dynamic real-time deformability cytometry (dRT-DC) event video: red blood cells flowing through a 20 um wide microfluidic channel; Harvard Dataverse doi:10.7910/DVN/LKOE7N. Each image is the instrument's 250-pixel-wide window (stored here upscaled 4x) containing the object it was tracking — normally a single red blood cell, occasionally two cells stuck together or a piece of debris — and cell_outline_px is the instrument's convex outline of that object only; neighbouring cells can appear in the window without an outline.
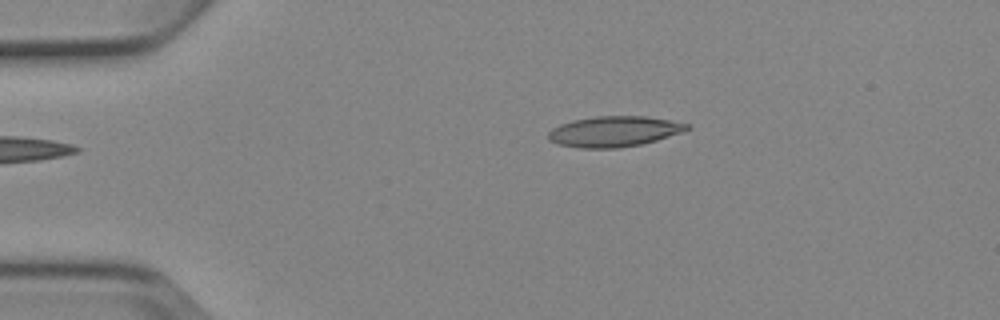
{"species": "Egyptian fruit bat (a non-hibernating species)", "species_latin": "Rousettus aegyptiacus", "temperature_condition": "cold", "stored_images_in_passage": 4, "camera_frame_rate_fps": 3000, "um_per_image_px": 0.085, "animal": {"sex": "female"}, "frame": {"image": 1, "passage_image": 1, "time_ms": 0.0, "image_size_px": [1000, 320], "cell_outline_px": [[692, 128], [684, 132], [656, 140], [640, 144], [616, 148], [576, 148], [556, 144], [548, 140], [548, 132], [552, 128], [560, 124], [572, 120], [596, 116], [644, 116], [692, 124]], "centroid_in_image_um": [52.19, 11.17], "position_along_channel_um": 32.8, "area_um2": 24.91}}
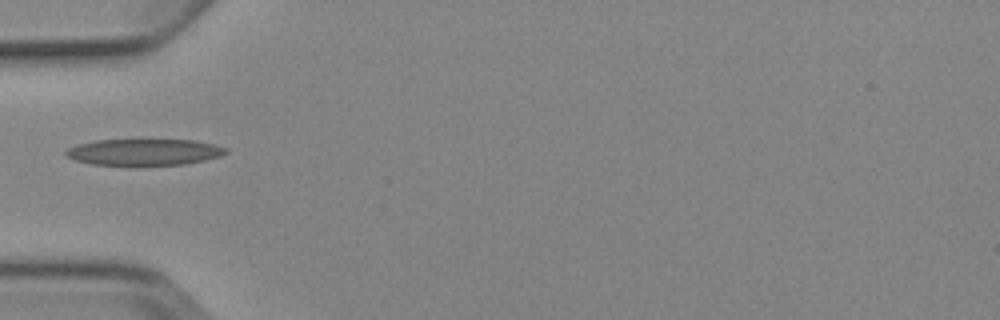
{"frame": {"image": 2, "passage_image": 3, "time_ms": 2.333, "image_size_px": [1000, 320], "cell_outline_px": [[228, 152], [220, 156], [204, 160], [184, 164], [144, 168], [128, 168], [92, 164], [76, 160], [64, 156], [64, 152], [68, 148], [76, 144], [96, 140], [140, 136], [196, 140], [216, 144], [228, 148]], "centroid_in_image_um": [12.23, 12.91], "position_along_channel_um": 72.8, "area_um2": 27.4}}
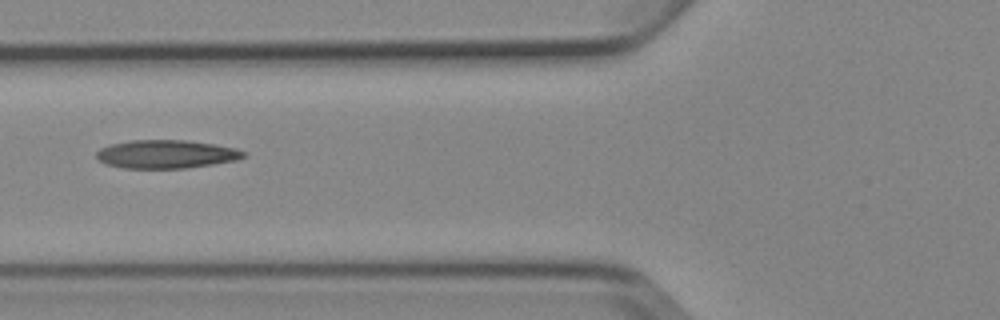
{"frame": {"image": 3, "passage_image": 4, "time_ms": 3.333, "image_size_px": [1000, 320], "cell_outline_px": [[248, 156], [236, 160], [212, 164], [184, 168], [124, 168], [108, 164], [100, 160], [96, 156], [96, 152], [100, 148], [112, 144], [132, 140], [184, 140], [212, 144], [236, 148], [244, 152]], "centroid_in_image_um": [14.14, 13.1], "position_along_channel_um": 111.7, "area_um2": 24.04}}